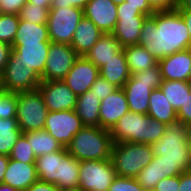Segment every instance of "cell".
<instances>
[{
  "label": "cell",
  "instance_id": "47",
  "mask_svg": "<svg viewBox=\"0 0 191 191\" xmlns=\"http://www.w3.org/2000/svg\"><path fill=\"white\" fill-rule=\"evenodd\" d=\"M12 46L0 41V71H4L6 64L9 61Z\"/></svg>",
  "mask_w": 191,
  "mask_h": 191
},
{
  "label": "cell",
  "instance_id": "6",
  "mask_svg": "<svg viewBox=\"0 0 191 191\" xmlns=\"http://www.w3.org/2000/svg\"><path fill=\"white\" fill-rule=\"evenodd\" d=\"M110 159L118 176L136 178L153 154L148 144L119 142L113 144Z\"/></svg>",
  "mask_w": 191,
  "mask_h": 191
},
{
  "label": "cell",
  "instance_id": "17",
  "mask_svg": "<svg viewBox=\"0 0 191 191\" xmlns=\"http://www.w3.org/2000/svg\"><path fill=\"white\" fill-rule=\"evenodd\" d=\"M163 80L191 82V56L187 50L158 61Z\"/></svg>",
  "mask_w": 191,
  "mask_h": 191
},
{
  "label": "cell",
  "instance_id": "22",
  "mask_svg": "<svg viewBox=\"0 0 191 191\" xmlns=\"http://www.w3.org/2000/svg\"><path fill=\"white\" fill-rule=\"evenodd\" d=\"M147 17H122L118 18L116 26L111 33L120 46L138 45L141 28Z\"/></svg>",
  "mask_w": 191,
  "mask_h": 191
},
{
  "label": "cell",
  "instance_id": "25",
  "mask_svg": "<svg viewBox=\"0 0 191 191\" xmlns=\"http://www.w3.org/2000/svg\"><path fill=\"white\" fill-rule=\"evenodd\" d=\"M100 103L101 100L91 90L77 96L74 111L81 118L84 126L100 127Z\"/></svg>",
  "mask_w": 191,
  "mask_h": 191
},
{
  "label": "cell",
  "instance_id": "45",
  "mask_svg": "<svg viewBox=\"0 0 191 191\" xmlns=\"http://www.w3.org/2000/svg\"><path fill=\"white\" fill-rule=\"evenodd\" d=\"M178 0H149L150 5L156 10H173L176 8Z\"/></svg>",
  "mask_w": 191,
  "mask_h": 191
},
{
  "label": "cell",
  "instance_id": "11",
  "mask_svg": "<svg viewBox=\"0 0 191 191\" xmlns=\"http://www.w3.org/2000/svg\"><path fill=\"white\" fill-rule=\"evenodd\" d=\"M84 127L74 110L49 111L44 130L50 133L63 147Z\"/></svg>",
  "mask_w": 191,
  "mask_h": 191
},
{
  "label": "cell",
  "instance_id": "4",
  "mask_svg": "<svg viewBox=\"0 0 191 191\" xmlns=\"http://www.w3.org/2000/svg\"><path fill=\"white\" fill-rule=\"evenodd\" d=\"M113 144L109 130L84 126L72 138L67 150L78 161L106 160L111 157Z\"/></svg>",
  "mask_w": 191,
  "mask_h": 191
},
{
  "label": "cell",
  "instance_id": "28",
  "mask_svg": "<svg viewBox=\"0 0 191 191\" xmlns=\"http://www.w3.org/2000/svg\"><path fill=\"white\" fill-rule=\"evenodd\" d=\"M130 74L139 73L158 64L157 59L152 56L143 46L130 45L123 47Z\"/></svg>",
  "mask_w": 191,
  "mask_h": 191
},
{
  "label": "cell",
  "instance_id": "41",
  "mask_svg": "<svg viewBox=\"0 0 191 191\" xmlns=\"http://www.w3.org/2000/svg\"><path fill=\"white\" fill-rule=\"evenodd\" d=\"M154 189L156 191H178L179 175L161 179Z\"/></svg>",
  "mask_w": 191,
  "mask_h": 191
},
{
  "label": "cell",
  "instance_id": "54",
  "mask_svg": "<svg viewBox=\"0 0 191 191\" xmlns=\"http://www.w3.org/2000/svg\"><path fill=\"white\" fill-rule=\"evenodd\" d=\"M0 89H5L3 82V72L0 71Z\"/></svg>",
  "mask_w": 191,
  "mask_h": 191
},
{
  "label": "cell",
  "instance_id": "49",
  "mask_svg": "<svg viewBox=\"0 0 191 191\" xmlns=\"http://www.w3.org/2000/svg\"><path fill=\"white\" fill-rule=\"evenodd\" d=\"M176 10L180 13L183 20L185 21L191 36V9H176Z\"/></svg>",
  "mask_w": 191,
  "mask_h": 191
},
{
  "label": "cell",
  "instance_id": "46",
  "mask_svg": "<svg viewBox=\"0 0 191 191\" xmlns=\"http://www.w3.org/2000/svg\"><path fill=\"white\" fill-rule=\"evenodd\" d=\"M25 191H60V189L53 183L37 180Z\"/></svg>",
  "mask_w": 191,
  "mask_h": 191
},
{
  "label": "cell",
  "instance_id": "48",
  "mask_svg": "<svg viewBox=\"0 0 191 191\" xmlns=\"http://www.w3.org/2000/svg\"><path fill=\"white\" fill-rule=\"evenodd\" d=\"M178 191H191V170L179 175Z\"/></svg>",
  "mask_w": 191,
  "mask_h": 191
},
{
  "label": "cell",
  "instance_id": "7",
  "mask_svg": "<svg viewBox=\"0 0 191 191\" xmlns=\"http://www.w3.org/2000/svg\"><path fill=\"white\" fill-rule=\"evenodd\" d=\"M48 112L38 89L17 93L16 119L23 133L44 130Z\"/></svg>",
  "mask_w": 191,
  "mask_h": 191
},
{
  "label": "cell",
  "instance_id": "36",
  "mask_svg": "<svg viewBox=\"0 0 191 191\" xmlns=\"http://www.w3.org/2000/svg\"><path fill=\"white\" fill-rule=\"evenodd\" d=\"M17 93L6 91L0 97V118H16Z\"/></svg>",
  "mask_w": 191,
  "mask_h": 191
},
{
  "label": "cell",
  "instance_id": "43",
  "mask_svg": "<svg viewBox=\"0 0 191 191\" xmlns=\"http://www.w3.org/2000/svg\"><path fill=\"white\" fill-rule=\"evenodd\" d=\"M90 0H52L50 8L77 7L85 9Z\"/></svg>",
  "mask_w": 191,
  "mask_h": 191
},
{
  "label": "cell",
  "instance_id": "33",
  "mask_svg": "<svg viewBox=\"0 0 191 191\" xmlns=\"http://www.w3.org/2000/svg\"><path fill=\"white\" fill-rule=\"evenodd\" d=\"M20 18L15 14L0 13V41L12 46Z\"/></svg>",
  "mask_w": 191,
  "mask_h": 191
},
{
  "label": "cell",
  "instance_id": "21",
  "mask_svg": "<svg viewBox=\"0 0 191 191\" xmlns=\"http://www.w3.org/2000/svg\"><path fill=\"white\" fill-rule=\"evenodd\" d=\"M103 33L85 16L80 20L70 46L79 56H85Z\"/></svg>",
  "mask_w": 191,
  "mask_h": 191
},
{
  "label": "cell",
  "instance_id": "50",
  "mask_svg": "<svg viewBox=\"0 0 191 191\" xmlns=\"http://www.w3.org/2000/svg\"><path fill=\"white\" fill-rule=\"evenodd\" d=\"M9 163V156L0 154V183H3L5 171Z\"/></svg>",
  "mask_w": 191,
  "mask_h": 191
},
{
  "label": "cell",
  "instance_id": "24",
  "mask_svg": "<svg viewBox=\"0 0 191 191\" xmlns=\"http://www.w3.org/2000/svg\"><path fill=\"white\" fill-rule=\"evenodd\" d=\"M122 49L117 39L111 34H103L85 57L96 67L101 68Z\"/></svg>",
  "mask_w": 191,
  "mask_h": 191
},
{
  "label": "cell",
  "instance_id": "31",
  "mask_svg": "<svg viewBox=\"0 0 191 191\" xmlns=\"http://www.w3.org/2000/svg\"><path fill=\"white\" fill-rule=\"evenodd\" d=\"M22 134L16 118H0V154L9 156Z\"/></svg>",
  "mask_w": 191,
  "mask_h": 191
},
{
  "label": "cell",
  "instance_id": "19",
  "mask_svg": "<svg viewBox=\"0 0 191 191\" xmlns=\"http://www.w3.org/2000/svg\"><path fill=\"white\" fill-rule=\"evenodd\" d=\"M67 152V147H64L59 151L36 157L38 180L53 183L59 188L62 171L61 159Z\"/></svg>",
  "mask_w": 191,
  "mask_h": 191
},
{
  "label": "cell",
  "instance_id": "57",
  "mask_svg": "<svg viewBox=\"0 0 191 191\" xmlns=\"http://www.w3.org/2000/svg\"><path fill=\"white\" fill-rule=\"evenodd\" d=\"M186 50L189 52V54L191 56V41L189 42V45Z\"/></svg>",
  "mask_w": 191,
  "mask_h": 191
},
{
  "label": "cell",
  "instance_id": "53",
  "mask_svg": "<svg viewBox=\"0 0 191 191\" xmlns=\"http://www.w3.org/2000/svg\"><path fill=\"white\" fill-rule=\"evenodd\" d=\"M0 191H20L18 189H15L14 187L9 186L5 183H0Z\"/></svg>",
  "mask_w": 191,
  "mask_h": 191
},
{
  "label": "cell",
  "instance_id": "37",
  "mask_svg": "<svg viewBox=\"0 0 191 191\" xmlns=\"http://www.w3.org/2000/svg\"><path fill=\"white\" fill-rule=\"evenodd\" d=\"M108 191H145L136 178L116 176Z\"/></svg>",
  "mask_w": 191,
  "mask_h": 191
},
{
  "label": "cell",
  "instance_id": "51",
  "mask_svg": "<svg viewBox=\"0 0 191 191\" xmlns=\"http://www.w3.org/2000/svg\"><path fill=\"white\" fill-rule=\"evenodd\" d=\"M52 0H28V3L39 5L40 7H50Z\"/></svg>",
  "mask_w": 191,
  "mask_h": 191
},
{
  "label": "cell",
  "instance_id": "56",
  "mask_svg": "<svg viewBox=\"0 0 191 191\" xmlns=\"http://www.w3.org/2000/svg\"><path fill=\"white\" fill-rule=\"evenodd\" d=\"M111 1L118 5V4L124 3L126 0H111Z\"/></svg>",
  "mask_w": 191,
  "mask_h": 191
},
{
  "label": "cell",
  "instance_id": "60",
  "mask_svg": "<svg viewBox=\"0 0 191 191\" xmlns=\"http://www.w3.org/2000/svg\"><path fill=\"white\" fill-rule=\"evenodd\" d=\"M145 191H156L155 189H147Z\"/></svg>",
  "mask_w": 191,
  "mask_h": 191
},
{
  "label": "cell",
  "instance_id": "32",
  "mask_svg": "<svg viewBox=\"0 0 191 191\" xmlns=\"http://www.w3.org/2000/svg\"><path fill=\"white\" fill-rule=\"evenodd\" d=\"M60 190L75 189L79 184L80 161L67 152L61 159Z\"/></svg>",
  "mask_w": 191,
  "mask_h": 191
},
{
  "label": "cell",
  "instance_id": "2",
  "mask_svg": "<svg viewBox=\"0 0 191 191\" xmlns=\"http://www.w3.org/2000/svg\"><path fill=\"white\" fill-rule=\"evenodd\" d=\"M191 36L180 13L176 10L155 11L141 28L138 45L143 46L157 61L186 50Z\"/></svg>",
  "mask_w": 191,
  "mask_h": 191
},
{
  "label": "cell",
  "instance_id": "27",
  "mask_svg": "<svg viewBox=\"0 0 191 191\" xmlns=\"http://www.w3.org/2000/svg\"><path fill=\"white\" fill-rule=\"evenodd\" d=\"M51 42L47 24H33L20 20L13 44H40Z\"/></svg>",
  "mask_w": 191,
  "mask_h": 191
},
{
  "label": "cell",
  "instance_id": "23",
  "mask_svg": "<svg viewBox=\"0 0 191 191\" xmlns=\"http://www.w3.org/2000/svg\"><path fill=\"white\" fill-rule=\"evenodd\" d=\"M99 76L108 80L117 88H123L131 77L123 48L110 59L104 66L99 68Z\"/></svg>",
  "mask_w": 191,
  "mask_h": 191
},
{
  "label": "cell",
  "instance_id": "30",
  "mask_svg": "<svg viewBox=\"0 0 191 191\" xmlns=\"http://www.w3.org/2000/svg\"><path fill=\"white\" fill-rule=\"evenodd\" d=\"M160 89L164 93L167 101L177 112L184 104L188 94L191 92V82L178 80H163Z\"/></svg>",
  "mask_w": 191,
  "mask_h": 191
},
{
  "label": "cell",
  "instance_id": "8",
  "mask_svg": "<svg viewBox=\"0 0 191 191\" xmlns=\"http://www.w3.org/2000/svg\"><path fill=\"white\" fill-rule=\"evenodd\" d=\"M83 17L84 10L77 7L50 8L46 23L50 41L70 45Z\"/></svg>",
  "mask_w": 191,
  "mask_h": 191
},
{
  "label": "cell",
  "instance_id": "3",
  "mask_svg": "<svg viewBox=\"0 0 191 191\" xmlns=\"http://www.w3.org/2000/svg\"><path fill=\"white\" fill-rule=\"evenodd\" d=\"M167 124L151 118L148 114L129 111L111 129L114 143L131 142L153 144L164 134Z\"/></svg>",
  "mask_w": 191,
  "mask_h": 191
},
{
  "label": "cell",
  "instance_id": "39",
  "mask_svg": "<svg viewBox=\"0 0 191 191\" xmlns=\"http://www.w3.org/2000/svg\"><path fill=\"white\" fill-rule=\"evenodd\" d=\"M28 0H0V13L19 15Z\"/></svg>",
  "mask_w": 191,
  "mask_h": 191
},
{
  "label": "cell",
  "instance_id": "38",
  "mask_svg": "<svg viewBox=\"0 0 191 191\" xmlns=\"http://www.w3.org/2000/svg\"><path fill=\"white\" fill-rule=\"evenodd\" d=\"M117 87L111 84L108 80L98 76L95 82L92 84L90 90L101 101L115 91Z\"/></svg>",
  "mask_w": 191,
  "mask_h": 191
},
{
  "label": "cell",
  "instance_id": "15",
  "mask_svg": "<svg viewBox=\"0 0 191 191\" xmlns=\"http://www.w3.org/2000/svg\"><path fill=\"white\" fill-rule=\"evenodd\" d=\"M117 4L111 0H90L84 9V16L103 33H112L118 17Z\"/></svg>",
  "mask_w": 191,
  "mask_h": 191
},
{
  "label": "cell",
  "instance_id": "14",
  "mask_svg": "<svg viewBox=\"0 0 191 191\" xmlns=\"http://www.w3.org/2000/svg\"><path fill=\"white\" fill-rule=\"evenodd\" d=\"M98 76L99 68L85 56H79L63 80L79 96L90 90Z\"/></svg>",
  "mask_w": 191,
  "mask_h": 191
},
{
  "label": "cell",
  "instance_id": "34",
  "mask_svg": "<svg viewBox=\"0 0 191 191\" xmlns=\"http://www.w3.org/2000/svg\"><path fill=\"white\" fill-rule=\"evenodd\" d=\"M50 7H40L26 3V5L20 10V20H25L33 24H46L48 20Z\"/></svg>",
  "mask_w": 191,
  "mask_h": 191
},
{
  "label": "cell",
  "instance_id": "5",
  "mask_svg": "<svg viewBox=\"0 0 191 191\" xmlns=\"http://www.w3.org/2000/svg\"><path fill=\"white\" fill-rule=\"evenodd\" d=\"M163 82L159 64L139 73H134L123 86L129 111L147 114L149 97L154 89H159Z\"/></svg>",
  "mask_w": 191,
  "mask_h": 191
},
{
  "label": "cell",
  "instance_id": "1",
  "mask_svg": "<svg viewBox=\"0 0 191 191\" xmlns=\"http://www.w3.org/2000/svg\"><path fill=\"white\" fill-rule=\"evenodd\" d=\"M191 127L180 120L167 124L159 140L150 144L152 161L143 168L136 180L145 189H154L163 178L191 170Z\"/></svg>",
  "mask_w": 191,
  "mask_h": 191
},
{
  "label": "cell",
  "instance_id": "59",
  "mask_svg": "<svg viewBox=\"0 0 191 191\" xmlns=\"http://www.w3.org/2000/svg\"><path fill=\"white\" fill-rule=\"evenodd\" d=\"M189 141H190V151H191V130H190V134H189Z\"/></svg>",
  "mask_w": 191,
  "mask_h": 191
},
{
  "label": "cell",
  "instance_id": "29",
  "mask_svg": "<svg viewBox=\"0 0 191 191\" xmlns=\"http://www.w3.org/2000/svg\"><path fill=\"white\" fill-rule=\"evenodd\" d=\"M23 135L28 139L36 157L53 153L64 148L62 144L46 130L29 131L23 133Z\"/></svg>",
  "mask_w": 191,
  "mask_h": 191
},
{
  "label": "cell",
  "instance_id": "20",
  "mask_svg": "<svg viewBox=\"0 0 191 191\" xmlns=\"http://www.w3.org/2000/svg\"><path fill=\"white\" fill-rule=\"evenodd\" d=\"M51 42L40 44H12V50L18 55L21 62L34 69L41 77L44 74L49 45Z\"/></svg>",
  "mask_w": 191,
  "mask_h": 191
},
{
  "label": "cell",
  "instance_id": "12",
  "mask_svg": "<svg viewBox=\"0 0 191 191\" xmlns=\"http://www.w3.org/2000/svg\"><path fill=\"white\" fill-rule=\"evenodd\" d=\"M78 58L70 45L51 42L41 81L63 80Z\"/></svg>",
  "mask_w": 191,
  "mask_h": 191
},
{
  "label": "cell",
  "instance_id": "10",
  "mask_svg": "<svg viewBox=\"0 0 191 191\" xmlns=\"http://www.w3.org/2000/svg\"><path fill=\"white\" fill-rule=\"evenodd\" d=\"M5 90L12 93L36 90L41 83V76L28 65L21 62L12 50L3 71Z\"/></svg>",
  "mask_w": 191,
  "mask_h": 191
},
{
  "label": "cell",
  "instance_id": "16",
  "mask_svg": "<svg viewBox=\"0 0 191 191\" xmlns=\"http://www.w3.org/2000/svg\"><path fill=\"white\" fill-rule=\"evenodd\" d=\"M128 112L126 94L122 88H117L100 103V127L111 131L118 120Z\"/></svg>",
  "mask_w": 191,
  "mask_h": 191
},
{
  "label": "cell",
  "instance_id": "9",
  "mask_svg": "<svg viewBox=\"0 0 191 191\" xmlns=\"http://www.w3.org/2000/svg\"><path fill=\"white\" fill-rule=\"evenodd\" d=\"M116 176L111 159L80 161L78 188L84 191H108Z\"/></svg>",
  "mask_w": 191,
  "mask_h": 191
},
{
  "label": "cell",
  "instance_id": "35",
  "mask_svg": "<svg viewBox=\"0 0 191 191\" xmlns=\"http://www.w3.org/2000/svg\"><path fill=\"white\" fill-rule=\"evenodd\" d=\"M9 159L25 163H35L36 156L31 149L28 139L23 134L14 145L9 155Z\"/></svg>",
  "mask_w": 191,
  "mask_h": 191
},
{
  "label": "cell",
  "instance_id": "52",
  "mask_svg": "<svg viewBox=\"0 0 191 191\" xmlns=\"http://www.w3.org/2000/svg\"><path fill=\"white\" fill-rule=\"evenodd\" d=\"M175 9H191V0H178Z\"/></svg>",
  "mask_w": 191,
  "mask_h": 191
},
{
  "label": "cell",
  "instance_id": "40",
  "mask_svg": "<svg viewBox=\"0 0 191 191\" xmlns=\"http://www.w3.org/2000/svg\"><path fill=\"white\" fill-rule=\"evenodd\" d=\"M117 17H148L144 15L139 9L129 5L126 1L117 5Z\"/></svg>",
  "mask_w": 191,
  "mask_h": 191
},
{
  "label": "cell",
  "instance_id": "44",
  "mask_svg": "<svg viewBox=\"0 0 191 191\" xmlns=\"http://www.w3.org/2000/svg\"><path fill=\"white\" fill-rule=\"evenodd\" d=\"M129 5L139 9L144 15L152 16L155 13V9L150 5L149 0H126Z\"/></svg>",
  "mask_w": 191,
  "mask_h": 191
},
{
  "label": "cell",
  "instance_id": "42",
  "mask_svg": "<svg viewBox=\"0 0 191 191\" xmlns=\"http://www.w3.org/2000/svg\"><path fill=\"white\" fill-rule=\"evenodd\" d=\"M176 113L177 120H180L191 127V92L188 94L184 104L181 105V108Z\"/></svg>",
  "mask_w": 191,
  "mask_h": 191
},
{
  "label": "cell",
  "instance_id": "55",
  "mask_svg": "<svg viewBox=\"0 0 191 191\" xmlns=\"http://www.w3.org/2000/svg\"><path fill=\"white\" fill-rule=\"evenodd\" d=\"M60 191H84L80 188H75V189H63V190H60Z\"/></svg>",
  "mask_w": 191,
  "mask_h": 191
},
{
  "label": "cell",
  "instance_id": "18",
  "mask_svg": "<svg viewBox=\"0 0 191 191\" xmlns=\"http://www.w3.org/2000/svg\"><path fill=\"white\" fill-rule=\"evenodd\" d=\"M37 180L35 163H25L9 159L3 183L20 191H25Z\"/></svg>",
  "mask_w": 191,
  "mask_h": 191
},
{
  "label": "cell",
  "instance_id": "26",
  "mask_svg": "<svg viewBox=\"0 0 191 191\" xmlns=\"http://www.w3.org/2000/svg\"><path fill=\"white\" fill-rule=\"evenodd\" d=\"M151 118L169 124L177 120V113L167 101L162 90L154 89L149 97V110L147 113Z\"/></svg>",
  "mask_w": 191,
  "mask_h": 191
},
{
  "label": "cell",
  "instance_id": "58",
  "mask_svg": "<svg viewBox=\"0 0 191 191\" xmlns=\"http://www.w3.org/2000/svg\"><path fill=\"white\" fill-rule=\"evenodd\" d=\"M6 92L5 89H0V97Z\"/></svg>",
  "mask_w": 191,
  "mask_h": 191
},
{
  "label": "cell",
  "instance_id": "13",
  "mask_svg": "<svg viewBox=\"0 0 191 191\" xmlns=\"http://www.w3.org/2000/svg\"><path fill=\"white\" fill-rule=\"evenodd\" d=\"M48 111L74 110L77 95L64 80L41 81L37 88Z\"/></svg>",
  "mask_w": 191,
  "mask_h": 191
}]
</instances>
